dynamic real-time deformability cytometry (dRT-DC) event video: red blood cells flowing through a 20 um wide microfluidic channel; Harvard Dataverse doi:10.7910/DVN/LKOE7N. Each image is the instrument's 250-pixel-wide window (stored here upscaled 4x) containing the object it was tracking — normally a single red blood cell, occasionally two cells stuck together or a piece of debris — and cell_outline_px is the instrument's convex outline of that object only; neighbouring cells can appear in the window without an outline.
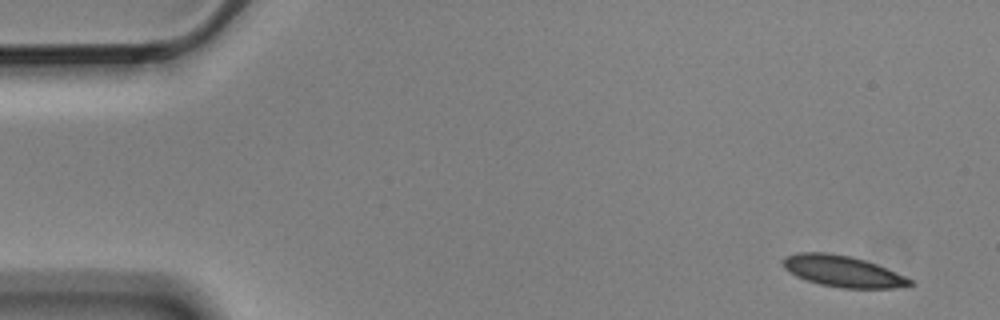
{"species": "Egyptian fruit bat (a non-hibernating species)", "species_latin": "Rousettus aegyptiacus", "temperature_condition": "cold", "stored_images_in_passage": 7, "camera_frame_rate_fps": 3000, "um_per_image_px": 0.085, "animal": {"sex": "male"}, "frame": {"image": 1, "passage_image": 1, "time_ms": 0.0, "image_size_px": [1000, 320], "cell_outline_px": [[916, 284], [892, 288], [840, 288], [820, 284], [796, 276], [784, 268], [780, 260], [784, 256], [796, 252], [824, 252], [852, 256], [876, 264], [904, 276], [912, 280]], "centroid_in_image_um": [71.58, 23.04], "position_along_channel_um": 13.4, "area_um2": 23.12}}
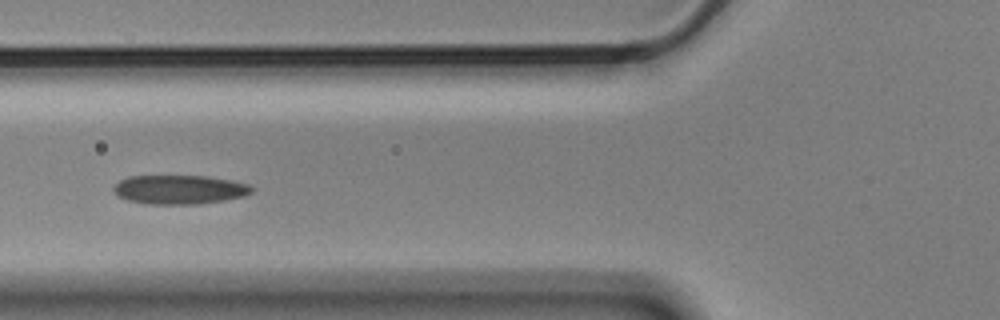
{"frame": {"image": 2, "passage_image": 6, "time_ms": 1.667, "image_size_px": [1000, 320], "cell_outline_px": [[252, 192], [244, 196], [224, 200], [200, 204], [152, 204], [128, 200], [116, 196], [112, 188], [120, 180], [128, 176], [208, 176], [248, 184], [252, 188]], "centroid_in_image_um": [15.22, 16.11], "position_along_channel_um": 110.6, "area_um2": 23.29}}
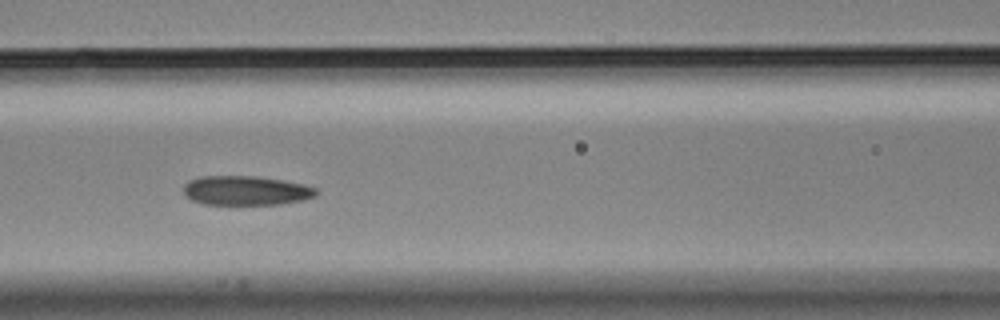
{"frame": {"image": 3, "passage_image": 7, "time_ms": 2.0, "image_size_px": [1000, 320], "cell_outline_px": [[320, 192], [316, 196], [304, 200], [280, 204], [204, 204], [192, 200], [184, 192], [184, 184], [188, 180], [200, 176], [256, 176], [304, 184], [316, 188]], "centroid_in_image_um": [20.93, 16.19], "position_along_channel_um": 145.7, "area_um2": 22.72}}